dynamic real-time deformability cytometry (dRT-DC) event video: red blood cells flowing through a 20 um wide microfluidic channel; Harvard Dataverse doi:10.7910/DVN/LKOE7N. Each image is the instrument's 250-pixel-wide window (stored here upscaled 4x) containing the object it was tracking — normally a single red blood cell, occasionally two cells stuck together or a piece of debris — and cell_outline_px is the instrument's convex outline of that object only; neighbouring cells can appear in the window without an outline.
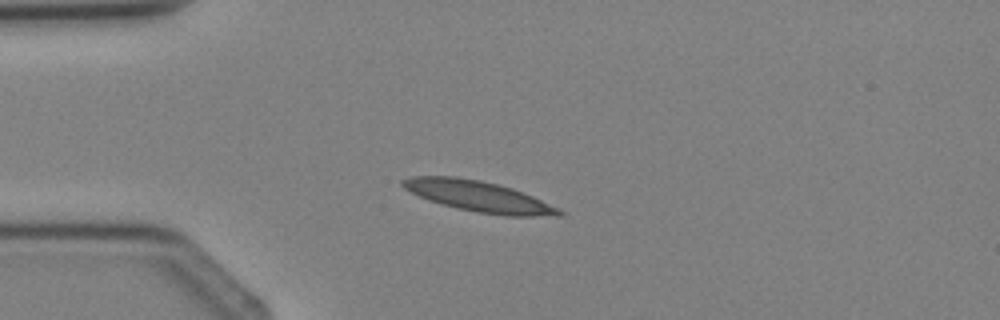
{"species": "Egyptian fruit bat (a non-hibernating species)", "species_latin": "Rousettus aegyptiacus", "temperature_condition": "cold", "stored_images_in_passage": 1, "camera_frame_rate_fps": 3000, "um_per_image_px": 0.085, "animal": {"sex": "female"}, "frame": {"image": 1, "passage_image": 1, "time_ms": 0.0, "image_size_px": [1000, 320], "cell_outline_px": [[564, 216], [504, 216], [456, 208], [428, 200], [404, 188], [400, 184], [400, 180], [412, 176], [456, 176], [480, 180], [512, 188], [532, 196], [560, 208], [564, 212]], "centroid_in_image_um": [40.7, 16.69], "position_along_channel_um": 44.3, "area_um2": 27.98}}